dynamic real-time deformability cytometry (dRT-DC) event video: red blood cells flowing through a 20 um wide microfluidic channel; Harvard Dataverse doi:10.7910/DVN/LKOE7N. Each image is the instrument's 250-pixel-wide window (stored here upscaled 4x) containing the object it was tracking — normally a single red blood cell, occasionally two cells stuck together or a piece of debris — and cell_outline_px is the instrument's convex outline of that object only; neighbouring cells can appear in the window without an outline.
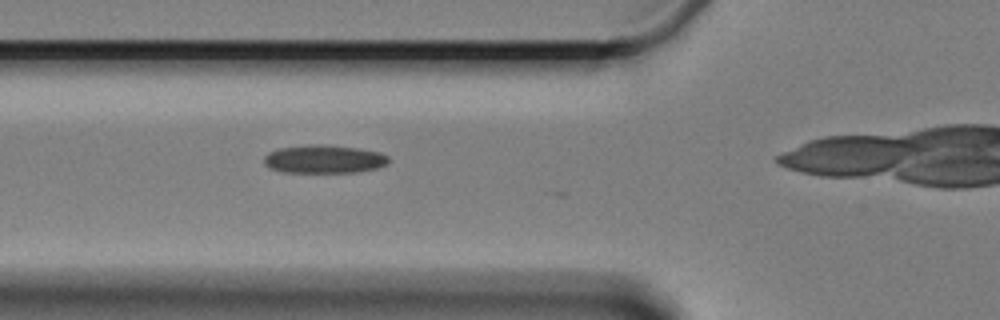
{"species": "Egyptian fruit bat (a non-hibernating species)", "species_latin": "Rousettus aegyptiacus", "temperature_condition": "cold", "stored_images_in_passage": 4, "segment_of_instrument_passage": [1, 2], "camera_frame_rate_fps": 3000, "um_per_image_px": 0.085, "animal": {"sex": "female"}, "frame": {"image": 1, "passage_image": 3, "time_ms": 2.333, "image_size_px": [1000, 320], "cell_outline_px": [[388, 164], [376, 168], [356, 172], [284, 172], [272, 168], [264, 164], [264, 156], [268, 152], [280, 148], [304, 144], [328, 144], [360, 148], [380, 152], [388, 156]], "centroid_in_image_um": [27.55, 13.5], "position_along_channel_um": 98.2, "area_um2": 20.69}}